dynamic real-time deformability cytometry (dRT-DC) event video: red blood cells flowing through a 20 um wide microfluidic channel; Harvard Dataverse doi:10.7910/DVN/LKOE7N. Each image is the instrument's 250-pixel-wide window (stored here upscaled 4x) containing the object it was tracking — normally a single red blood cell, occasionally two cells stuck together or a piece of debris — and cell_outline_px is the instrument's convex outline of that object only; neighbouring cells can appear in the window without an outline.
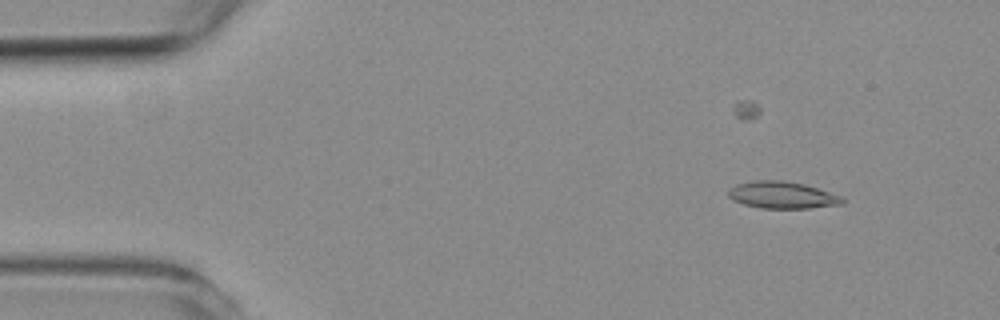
{"species": "common noctule bat (a hibernating species)", "species_latin": "Nyctalus noctula", "temperature_condition": "room temperature", "stored_images_in_passage": 12, "camera_frame_rate_fps": 3000, "um_per_image_px": 0.085, "animal": {"sex": "female", "body_mass_g": 19.3, "forearm_length_mm": 54.1}, "frame": {"image": 1, "passage_image": 3, "time_ms": 3.0, "image_size_px": [1000, 320], "cell_outline_px": [[844, 204], [808, 208], [760, 208], [744, 204], [732, 200], [728, 196], [728, 188], [736, 184], [752, 180], [784, 180], [804, 184], [840, 196], [844, 200]], "centroid_in_image_um": [66.43, 16.57], "position_along_channel_um": 18.6, "area_um2": 17.92}}
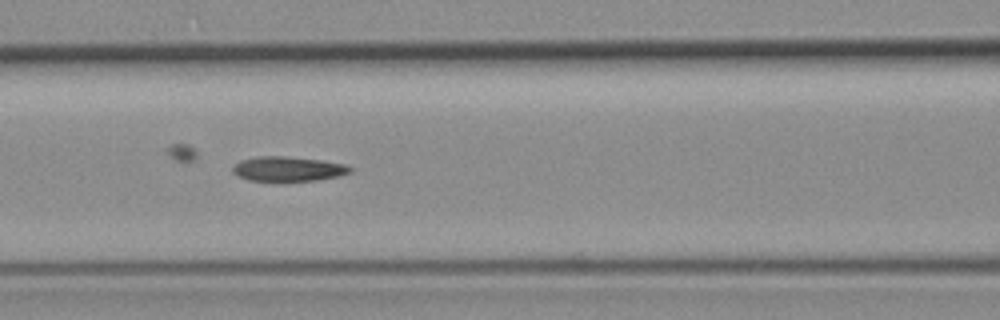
{"frame": {"image": 2, "passage_image": 8, "time_ms": 8.667, "image_size_px": [1000, 320], "cell_outline_px": [[352, 172], [336, 176], [316, 180], [284, 184], [276, 184], [248, 180], [236, 176], [232, 172], [232, 168], [240, 160], [260, 156], [284, 156], [320, 160], [344, 164], [352, 168]], "centroid_in_image_um": [24.41, 14.41], "position_along_channel_um": 142.2, "area_um2": 17.69}}
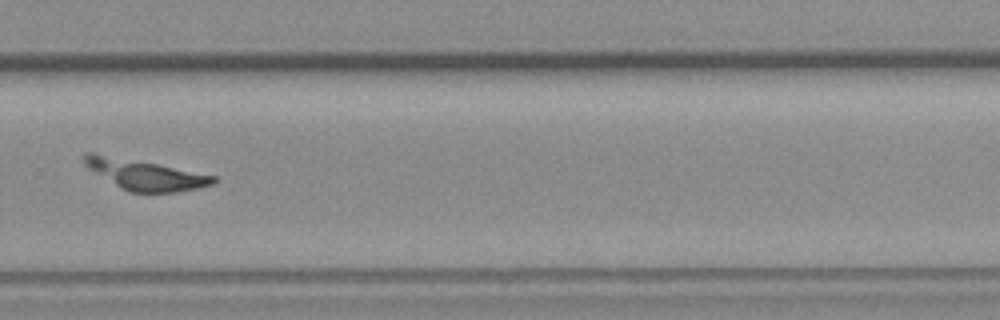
{"frame": {"image": 3, "passage_image": 12, "time_ms": 13.333, "image_size_px": [1000, 320], "cell_outline_px": [[216, 180], [212, 184], [196, 188], [176, 192], [128, 192], [120, 188], [88, 168], [84, 164], [84, 152], [96, 152], [216, 176]], "centroid_in_image_um": [12.27, 14.84], "position_along_channel_um": 317.5, "area_um2": 22.37}}